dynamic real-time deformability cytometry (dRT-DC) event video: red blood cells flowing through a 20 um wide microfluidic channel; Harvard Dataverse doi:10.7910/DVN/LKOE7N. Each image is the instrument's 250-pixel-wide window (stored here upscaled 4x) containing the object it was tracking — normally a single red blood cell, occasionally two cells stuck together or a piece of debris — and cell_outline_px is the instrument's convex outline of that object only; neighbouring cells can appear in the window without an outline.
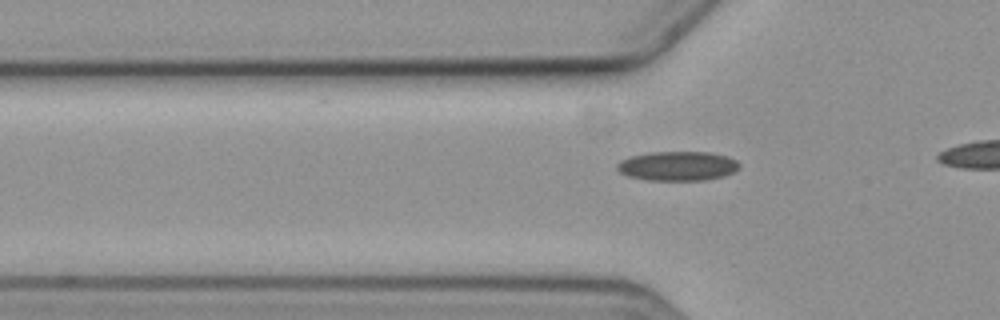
{"species": "common noctule bat (a hibernating species)", "species_latin": "Nyctalus noctula", "temperature_condition": "cold", "stored_images_in_passage": 22, "camera_frame_rate_fps": 3000, "um_per_image_px": 0.085, "animal": {"sex": "female", "body_mass_g": 19.3, "forearm_length_mm": 54.1}, "frame": {"image": 1, "passage_image": 15, "time_ms": 4.667, "image_size_px": [1000, 320], "cell_outline_px": [[740, 168], [724, 176], [704, 180], [648, 180], [628, 176], [620, 172], [616, 168], [616, 164], [620, 160], [632, 156], [648, 152], [712, 152], [728, 156], [736, 160], [740, 164]], "centroid_in_image_um": [57.61, 14.1], "position_along_channel_um": 68.2, "area_um2": 21.04}}
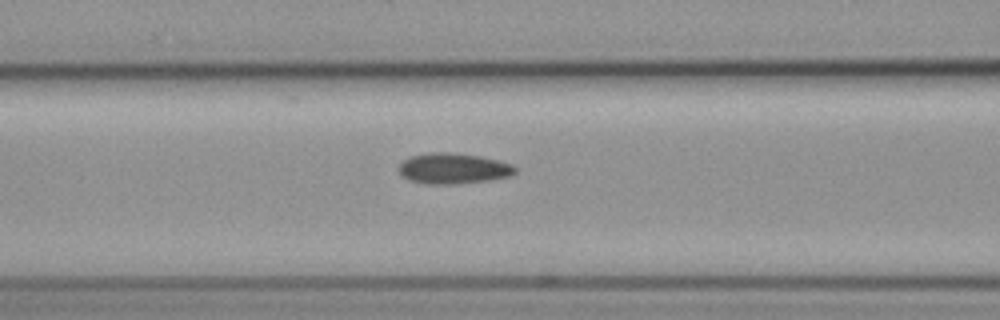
{"frame": {"image": 2, "passage_image": 20, "time_ms": 6.333, "image_size_px": [1000, 320], "cell_outline_px": [[516, 172], [508, 176], [488, 180], [456, 184], [428, 184], [408, 180], [400, 172], [400, 164], [404, 160], [412, 156], [432, 152], [452, 152], [480, 156], [500, 160], [512, 164], [516, 168]], "centroid_in_image_um": [38.55, 14.31], "position_along_channel_um": 128.0, "area_um2": 20.69}}